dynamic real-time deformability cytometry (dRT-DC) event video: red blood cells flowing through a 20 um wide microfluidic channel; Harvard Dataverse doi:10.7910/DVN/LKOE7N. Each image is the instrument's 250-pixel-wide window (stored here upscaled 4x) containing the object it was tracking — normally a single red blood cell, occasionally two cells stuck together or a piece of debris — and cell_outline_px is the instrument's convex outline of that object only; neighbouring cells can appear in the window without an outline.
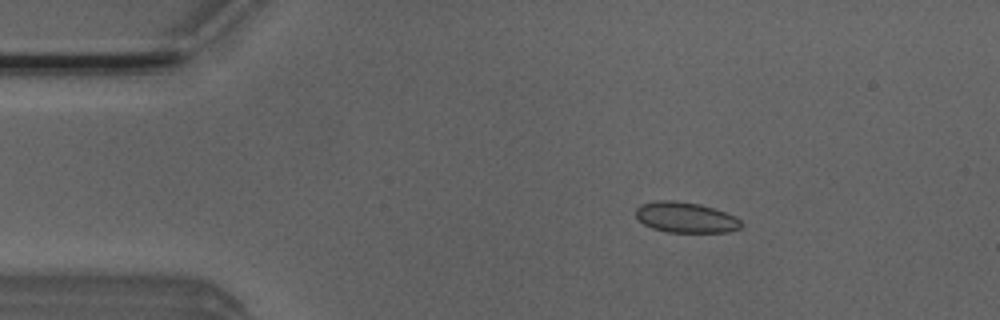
{"species": "Egyptian fruit bat (a non-hibernating species)", "species_latin": "Rousettus aegyptiacus", "temperature_condition": "room temperature", "stored_images_in_passage": 3, "camera_frame_rate_fps": 3000, "um_per_image_px": 0.085, "animal": {"sex": "male"}, "frame": {"image": 1, "passage_image": 2, "time_ms": 0.333, "image_size_px": [1000, 320], "cell_outline_px": [[740, 228], [728, 232], [668, 232], [652, 228], [644, 224], [636, 216], [636, 208], [640, 204], [656, 200], [676, 200], [700, 204], [724, 212], [740, 220]], "centroid_in_image_um": [58.23, 18.47], "position_along_channel_um": 26.8, "area_um2": 18.61}}